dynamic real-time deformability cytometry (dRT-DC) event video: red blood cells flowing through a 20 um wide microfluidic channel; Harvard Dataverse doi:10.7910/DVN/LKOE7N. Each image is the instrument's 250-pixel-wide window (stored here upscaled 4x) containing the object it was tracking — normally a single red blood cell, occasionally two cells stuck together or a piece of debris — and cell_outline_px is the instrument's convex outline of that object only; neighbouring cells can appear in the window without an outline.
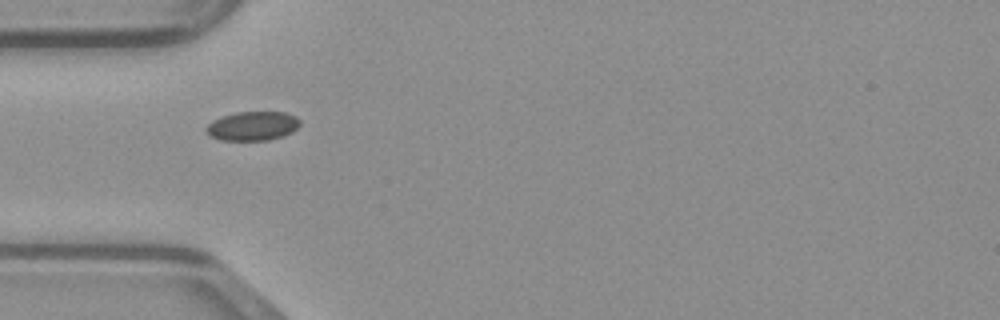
{"species": "common noctule bat (a hibernating species)", "species_latin": "Nyctalus noctula", "temperature_condition": "warm", "stored_images_in_passage": 35, "camera_frame_rate_fps": 3000, "um_per_image_px": 0.085, "animal": {"sex": "male", "body_mass_g": 23.1, "forearm_length_mm": 52.7}, "frame": {"image": 1, "passage_image": 1, "time_ms": 0.0, "image_size_px": [1000, 320], "cell_outline_px": [[300, 124], [292, 132], [284, 136], [268, 140], [220, 140], [208, 136], [204, 132], [204, 128], [212, 120], [236, 112], [284, 112], [296, 116], [300, 120]], "centroid_in_image_um": [21.44, 10.72], "position_along_channel_um": 63.6, "area_um2": 16.07}}
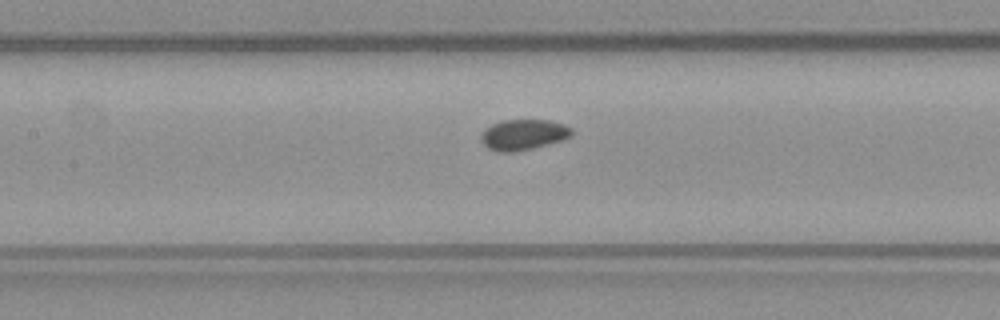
{"frame": {"image": 2, "passage_image": 8, "time_ms": 2.333, "image_size_px": [1000, 320], "cell_outline_px": [[572, 136], [560, 140], [532, 148], [512, 152], [496, 152], [488, 148], [484, 144], [480, 136], [492, 124], [504, 120], [548, 120], [564, 124], [572, 128]], "centroid_in_image_um": [44.5, 11.44], "position_along_channel_um": 162.9, "area_um2": 15.9}}
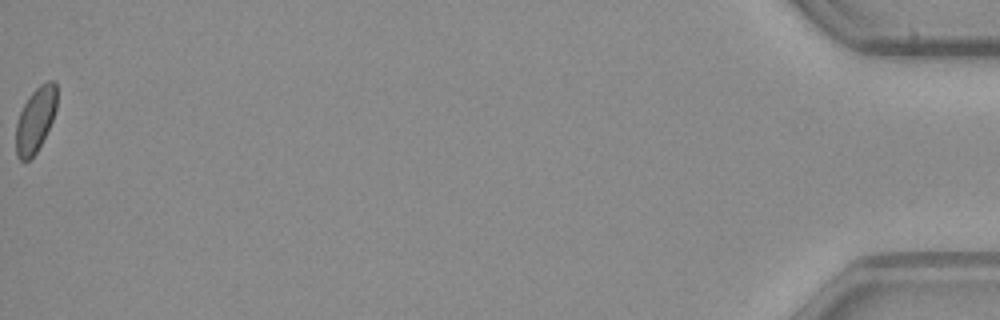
{"frame": {"image": 3, "passage_image": 35, "time_ms": 11.333, "image_size_px": [1000, 320], "cell_outline_px": [[56, 108], [52, 120], [36, 152], [28, 160], [20, 160], [16, 156], [16, 120], [28, 96], [40, 84], [48, 80], [56, 80]], "centroid_in_image_um": [3.0, 10.14], "position_along_channel_um": 432.2, "area_um2": 15.32}}